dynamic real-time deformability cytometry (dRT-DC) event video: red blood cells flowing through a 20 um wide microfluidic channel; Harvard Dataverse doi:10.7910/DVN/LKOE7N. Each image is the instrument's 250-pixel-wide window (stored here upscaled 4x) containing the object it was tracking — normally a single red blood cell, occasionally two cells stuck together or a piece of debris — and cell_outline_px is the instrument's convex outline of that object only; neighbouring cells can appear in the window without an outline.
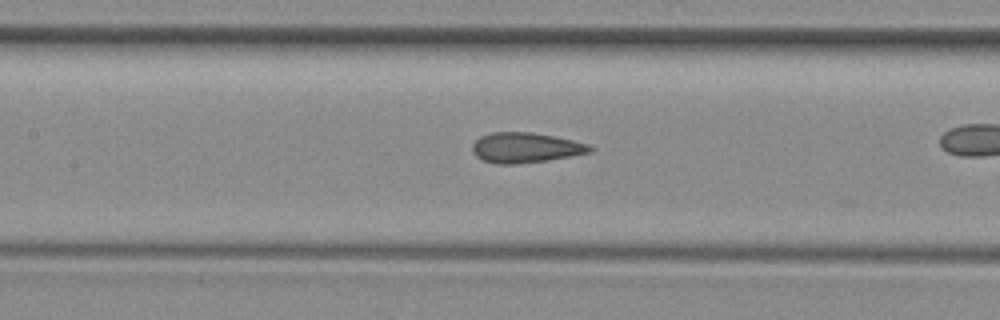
{"species": "common noctule bat (a hibernating species)", "species_latin": "Nyctalus noctula", "temperature_condition": "room temperature", "stored_images_in_passage": 24, "camera_frame_rate_fps": 3000, "um_per_image_px": 0.085, "animal": {"sex": "female", "body_mass_g": 29.2, "forearm_length_mm": 56.3}, "frame": {"image": 1, "passage_image": 8, "time_ms": 2.333, "image_size_px": [1000, 320], "cell_outline_px": [[596, 148], [592, 152], [548, 160], [516, 164], [496, 164], [484, 160], [476, 156], [472, 152], [472, 144], [480, 136], [492, 132], [532, 132], [592, 144]], "centroid_in_image_um": [44.7, 12.55], "position_along_channel_um": 162.7, "area_um2": 20.81}}
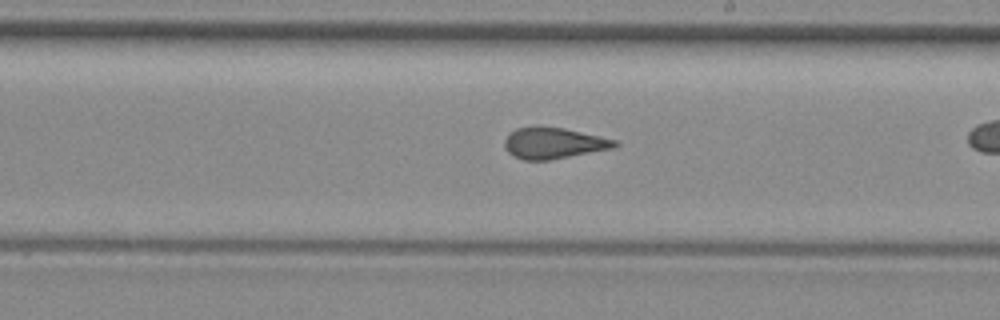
{"frame": {"image": 2, "passage_image": 14, "time_ms": 4.333, "image_size_px": [1000, 320], "cell_outline_px": [[620, 144], [616, 148], [548, 160], [524, 160], [508, 152], [504, 148], [504, 140], [516, 128], [536, 124], [564, 128], [616, 140]], "centroid_in_image_um": [47.06, 12.14], "position_along_channel_um": 241.9, "area_um2": 20.23}}
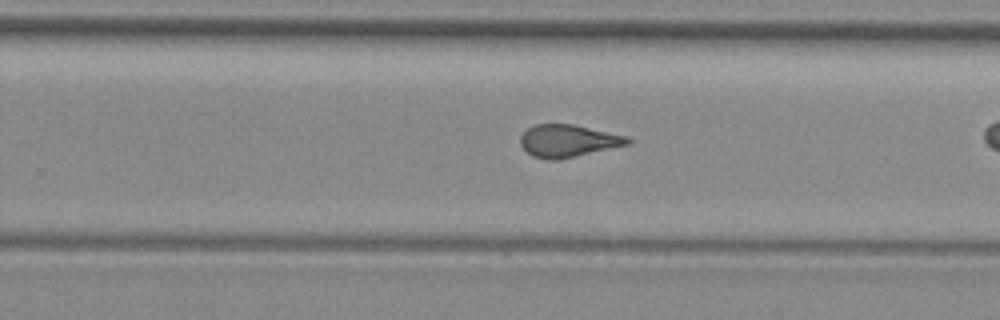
{"frame": {"image": 3, "passage_image": 17, "time_ms": 5.333, "image_size_px": [1000, 320], "cell_outline_px": [[632, 144], [560, 160], [548, 160], [532, 156], [520, 144], [520, 136], [528, 128], [536, 124], [572, 124], [624, 136], [632, 140]], "centroid_in_image_um": [48.28, 11.99], "position_along_channel_um": 281.5, "area_um2": 20.23}}